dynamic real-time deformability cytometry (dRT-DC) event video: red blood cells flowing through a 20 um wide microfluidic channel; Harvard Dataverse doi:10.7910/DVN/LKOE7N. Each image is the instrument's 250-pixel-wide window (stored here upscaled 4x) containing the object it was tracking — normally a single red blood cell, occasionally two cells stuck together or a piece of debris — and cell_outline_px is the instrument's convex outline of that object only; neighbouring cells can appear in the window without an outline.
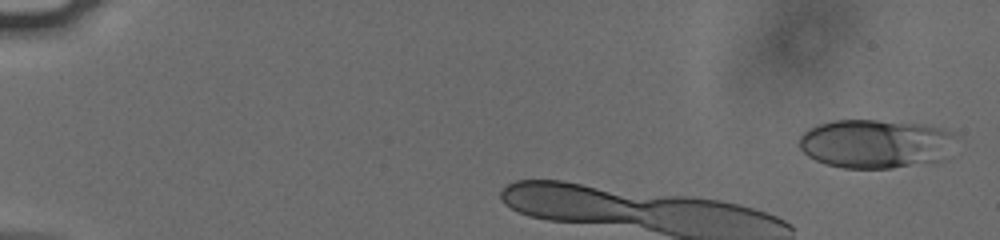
{"species": "human", "species_latin": "Homo sapiens", "temperature_condition": "cold", "stored_images_in_passage": 8, "camera_frame_rate_fps": 3000, "um_per_image_px": 0.085, "donor": {"sex": "male"}, "frame": {"image": 1, "passage_image": 2, "time_ms": 0.333, "image_size_px": [1000, 240], "cell_outline_px": [[960, 136], [944, 160], [892, 168], [844, 168], [824, 164], [808, 156], [800, 148], [800, 136], [808, 128], [816, 124], [832, 120], [876, 120], [924, 124], [944, 128]], "centroid_in_image_um": [74.48, 12.21], "position_along_channel_um": 10.5, "area_um2": 45.32}}